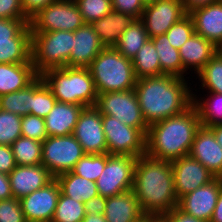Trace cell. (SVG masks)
<instances>
[{
  "label": "cell",
  "mask_w": 222,
  "mask_h": 222,
  "mask_svg": "<svg viewBox=\"0 0 222 222\" xmlns=\"http://www.w3.org/2000/svg\"><path fill=\"white\" fill-rule=\"evenodd\" d=\"M85 23L91 24L109 14L112 9L111 0H74Z\"/></svg>",
  "instance_id": "obj_39"
},
{
  "label": "cell",
  "mask_w": 222,
  "mask_h": 222,
  "mask_svg": "<svg viewBox=\"0 0 222 222\" xmlns=\"http://www.w3.org/2000/svg\"><path fill=\"white\" fill-rule=\"evenodd\" d=\"M141 1L146 5V4H149V3H153L156 0H141Z\"/></svg>",
  "instance_id": "obj_58"
},
{
  "label": "cell",
  "mask_w": 222,
  "mask_h": 222,
  "mask_svg": "<svg viewBox=\"0 0 222 222\" xmlns=\"http://www.w3.org/2000/svg\"><path fill=\"white\" fill-rule=\"evenodd\" d=\"M149 222H167L163 216L153 217Z\"/></svg>",
  "instance_id": "obj_55"
},
{
  "label": "cell",
  "mask_w": 222,
  "mask_h": 222,
  "mask_svg": "<svg viewBox=\"0 0 222 222\" xmlns=\"http://www.w3.org/2000/svg\"><path fill=\"white\" fill-rule=\"evenodd\" d=\"M134 20L135 18L128 14L112 10L101 19L92 22L91 25L105 47H114Z\"/></svg>",
  "instance_id": "obj_25"
},
{
  "label": "cell",
  "mask_w": 222,
  "mask_h": 222,
  "mask_svg": "<svg viewBox=\"0 0 222 222\" xmlns=\"http://www.w3.org/2000/svg\"><path fill=\"white\" fill-rule=\"evenodd\" d=\"M22 116L0 109V145L11 146L22 136Z\"/></svg>",
  "instance_id": "obj_38"
},
{
  "label": "cell",
  "mask_w": 222,
  "mask_h": 222,
  "mask_svg": "<svg viewBox=\"0 0 222 222\" xmlns=\"http://www.w3.org/2000/svg\"><path fill=\"white\" fill-rule=\"evenodd\" d=\"M72 135L80 143L85 154L107 153L102 114L94 106L82 110Z\"/></svg>",
  "instance_id": "obj_12"
},
{
  "label": "cell",
  "mask_w": 222,
  "mask_h": 222,
  "mask_svg": "<svg viewBox=\"0 0 222 222\" xmlns=\"http://www.w3.org/2000/svg\"><path fill=\"white\" fill-rule=\"evenodd\" d=\"M107 153L139 157L146 154V136L138 129L123 124L113 116L102 114Z\"/></svg>",
  "instance_id": "obj_10"
},
{
  "label": "cell",
  "mask_w": 222,
  "mask_h": 222,
  "mask_svg": "<svg viewBox=\"0 0 222 222\" xmlns=\"http://www.w3.org/2000/svg\"><path fill=\"white\" fill-rule=\"evenodd\" d=\"M133 192L145 215L164 216L178 206L171 161L147 154L136 160Z\"/></svg>",
  "instance_id": "obj_2"
},
{
  "label": "cell",
  "mask_w": 222,
  "mask_h": 222,
  "mask_svg": "<svg viewBox=\"0 0 222 222\" xmlns=\"http://www.w3.org/2000/svg\"><path fill=\"white\" fill-rule=\"evenodd\" d=\"M32 83L26 88L0 96V109L25 116L31 114Z\"/></svg>",
  "instance_id": "obj_34"
},
{
  "label": "cell",
  "mask_w": 222,
  "mask_h": 222,
  "mask_svg": "<svg viewBox=\"0 0 222 222\" xmlns=\"http://www.w3.org/2000/svg\"><path fill=\"white\" fill-rule=\"evenodd\" d=\"M0 63H32L30 25L17 37L0 40Z\"/></svg>",
  "instance_id": "obj_26"
},
{
  "label": "cell",
  "mask_w": 222,
  "mask_h": 222,
  "mask_svg": "<svg viewBox=\"0 0 222 222\" xmlns=\"http://www.w3.org/2000/svg\"><path fill=\"white\" fill-rule=\"evenodd\" d=\"M16 166L12 147L0 145V173L8 175Z\"/></svg>",
  "instance_id": "obj_46"
},
{
  "label": "cell",
  "mask_w": 222,
  "mask_h": 222,
  "mask_svg": "<svg viewBox=\"0 0 222 222\" xmlns=\"http://www.w3.org/2000/svg\"><path fill=\"white\" fill-rule=\"evenodd\" d=\"M209 129L213 132L216 141L222 147V124L209 127Z\"/></svg>",
  "instance_id": "obj_54"
},
{
  "label": "cell",
  "mask_w": 222,
  "mask_h": 222,
  "mask_svg": "<svg viewBox=\"0 0 222 222\" xmlns=\"http://www.w3.org/2000/svg\"><path fill=\"white\" fill-rule=\"evenodd\" d=\"M61 193L58 181L54 178L45 187L20 199L27 222H51Z\"/></svg>",
  "instance_id": "obj_15"
},
{
  "label": "cell",
  "mask_w": 222,
  "mask_h": 222,
  "mask_svg": "<svg viewBox=\"0 0 222 222\" xmlns=\"http://www.w3.org/2000/svg\"><path fill=\"white\" fill-rule=\"evenodd\" d=\"M221 190L222 178H215L209 184L182 196L177 207L196 219L210 222Z\"/></svg>",
  "instance_id": "obj_16"
},
{
  "label": "cell",
  "mask_w": 222,
  "mask_h": 222,
  "mask_svg": "<svg viewBox=\"0 0 222 222\" xmlns=\"http://www.w3.org/2000/svg\"><path fill=\"white\" fill-rule=\"evenodd\" d=\"M11 147L17 165H41L42 142L21 136L12 143Z\"/></svg>",
  "instance_id": "obj_32"
},
{
  "label": "cell",
  "mask_w": 222,
  "mask_h": 222,
  "mask_svg": "<svg viewBox=\"0 0 222 222\" xmlns=\"http://www.w3.org/2000/svg\"><path fill=\"white\" fill-rule=\"evenodd\" d=\"M200 127L193 105L178 115L156 122L148 127L146 133V154L164 161L187 156Z\"/></svg>",
  "instance_id": "obj_3"
},
{
  "label": "cell",
  "mask_w": 222,
  "mask_h": 222,
  "mask_svg": "<svg viewBox=\"0 0 222 222\" xmlns=\"http://www.w3.org/2000/svg\"><path fill=\"white\" fill-rule=\"evenodd\" d=\"M137 79L161 75V67L157 50L149 38L132 59Z\"/></svg>",
  "instance_id": "obj_31"
},
{
  "label": "cell",
  "mask_w": 222,
  "mask_h": 222,
  "mask_svg": "<svg viewBox=\"0 0 222 222\" xmlns=\"http://www.w3.org/2000/svg\"><path fill=\"white\" fill-rule=\"evenodd\" d=\"M30 23V20L0 18V40L17 37Z\"/></svg>",
  "instance_id": "obj_43"
},
{
  "label": "cell",
  "mask_w": 222,
  "mask_h": 222,
  "mask_svg": "<svg viewBox=\"0 0 222 222\" xmlns=\"http://www.w3.org/2000/svg\"><path fill=\"white\" fill-rule=\"evenodd\" d=\"M106 165V153L85 154L77 161L72 172L87 180L96 182Z\"/></svg>",
  "instance_id": "obj_37"
},
{
  "label": "cell",
  "mask_w": 222,
  "mask_h": 222,
  "mask_svg": "<svg viewBox=\"0 0 222 222\" xmlns=\"http://www.w3.org/2000/svg\"><path fill=\"white\" fill-rule=\"evenodd\" d=\"M58 102L93 107L98 93L88 68H50L41 75Z\"/></svg>",
  "instance_id": "obj_4"
},
{
  "label": "cell",
  "mask_w": 222,
  "mask_h": 222,
  "mask_svg": "<svg viewBox=\"0 0 222 222\" xmlns=\"http://www.w3.org/2000/svg\"><path fill=\"white\" fill-rule=\"evenodd\" d=\"M59 0H22V9L24 14L32 19L39 11L47 7L50 3Z\"/></svg>",
  "instance_id": "obj_47"
},
{
  "label": "cell",
  "mask_w": 222,
  "mask_h": 222,
  "mask_svg": "<svg viewBox=\"0 0 222 222\" xmlns=\"http://www.w3.org/2000/svg\"><path fill=\"white\" fill-rule=\"evenodd\" d=\"M137 157L106 153V165L96 180L98 195L112 197L133 189Z\"/></svg>",
  "instance_id": "obj_11"
},
{
  "label": "cell",
  "mask_w": 222,
  "mask_h": 222,
  "mask_svg": "<svg viewBox=\"0 0 222 222\" xmlns=\"http://www.w3.org/2000/svg\"><path fill=\"white\" fill-rule=\"evenodd\" d=\"M154 216L145 215L142 219L137 222H149Z\"/></svg>",
  "instance_id": "obj_56"
},
{
  "label": "cell",
  "mask_w": 222,
  "mask_h": 222,
  "mask_svg": "<svg viewBox=\"0 0 222 222\" xmlns=\"http://www.w3.org/2000/svg\"><path fill=\"white\" fill-rule=\"evenodd\" d=\"M107 197L97 195L94 198L84 203L86 214H104Z\"/></svg>",
  "instance_id": "obj_48"
},
{
  "label": "cell",
  "mask_w": 222,
  "mask_h": 222,
  "mask_svg": "<svg viewBox=\"0 0 222 222\" xmlns=\"http://www.w3.org/2000/svg\"><path fill=\"white\" fill-rule=\"evenodd\" d=\"M0 18L30 20L23 12L22 0H0Z\"/></svg>",
  "instance_id": "obj_45"
},
{
  "label": "cell",
  "mask_w": 222,
  "mask_h": 222,
  "mask_svg": "<svg viewBox=\"0 0 222 222\" xmlns=\"http://www.w3.org/2000/svg\"><path fill=\"white\" fill-rule=\"evenodd\" d=\"M82 222H107L104 214H86Z\"/></svg>",
  "instance_id": "obj_53"
},
{
  "label": "cell",
  "mask_w": 222,
  "mask_h": 222,
  "mask_svg": "<svg viewBox=\"0 0 222 222\" xmlns=\"http://www.w3.org/2000/svg\"><path fill=\"white\" fill-rule=\"evenodd\" d=\"M13 197L9 176L0 173V200H6Z\"/></svg>",
  "instance_id": "obj_50"
},
{
  "label": "cell",
  "mask_w": 222,
  "mask_h": 222,
  "mask_svg": "<svg viewBox=\"0 0 222 222\" xmlns=\"http://www.w3.org/2000/svg\"><path fill=\"white\" fill-rule=\"evenodd\" d=\"M22 136L43 142L47 137L45 119L28 114L21 118Z\"/></svg>",
  "instance_id": "obj_41"
},
{
  "label": "cell",
  "mask_w": 222,
  "mask_h": 222,
  "mask_svg": "<svg viewBox=\"0 0 222 222\" xmlns=\"http://www.w3.org/2000/svg\"><path fill=\"white\" fill-rule=\"evenodd\" d=\"M171 167L174 176V189L178 200L197 188L209 184L216 178L190 155L171 161Z\"/></svg>",
  "instance_id": "obj_14"
},
{
  "label": "cell",
  "mask_w": 222,
  "mask_h": 222,
  "mask_svg": "<svg viewBox=\"0 0 222 222\" xmlns=\"http://www.w3.org/2000/svg\"><path fill=\"white\" fill-rule=\"evenodd\" d=\"M144 216L133 189L107 197L104 212L107 222H137Z\"/></svg>",
  "instance_id": "obj_22"
},
{
  "label": "cell",
  "mask_w": 222,
  "mask_h": 222,
  "mask_svg": "<svg viewBox=\"0 0 222 222\" xmlns=\"http://www.w3.org/2000/svg\"><path fill=\"white\" fill-rule=\"evenodd\" d=\"M74 32H31V61L41 75L50 68L69 67Z\"/></svg>",
  "instance_id": "obj_6"
},
{
  "label": "cell",
  "mask_w": 222,
  "mask_h": 222,
  "mask_svg": "<svg viewBox=\"0 0 222 222\" xmlns=\"http://www.w3.org/2000/svg\"><path fill=\"white\" fill-rule=\"evenodd\" d=\"M55 179L61 192L75 201L85 203L98 195L96 182L78 176L72 171L60 174Z\"/></svg>",
  "instance_id": "obj_27"
},
{
  "label": "cell",
  "mask_w": 222,
  "mask_h": 222,
  "mask_svg": "<svg viewBox=\"0 0 222 222\" xmlns=\"http://www.w3.org/2000/svg\"><path fill=\"white\" fill-rule=\"evenodd\" d=\"M84 106L56 101L45 119L48 136L72 135Z\"/></svg>",
  "instance_id": "obj_23"
},
{
  "label": "cell",
  "mask_w": 222,
  "mask_h": 222,
  "mask_svg": "<svg viewBox=\"0 0 222 222\" xmlns=\"http://www.w3.org/2000/svg\"><path fill=\"white\" fill-rule=\"evenodd\" d=\"M85 215L83 202L75 201L61 192L51 222H82Z\"/></svg>",
  "instance_id": "obj_35"
},
{
  "label": "cell",
  "mask_w": 222,
  "mask_h": 222,
  "mask_svg": "<svg viewBox=\"0 0 222 222\" xmlns=\"http://www.w3.org/2000/svg\"><path fill=\"white\" fill-rule=\"evenodd\" d=\"M157 50L161 67V75H171L183 78V64L179 50L175 49L166 34L150 38Z\"/></svg>",
  "instance_id": "obj_29"
},
{
  "label": "cell",
  "mask_w": 222,
  "mask_h": 222,
  "mask_svg": "<svg viewBox=\"0 0 222 222\" xmlns=\"http://www.w3.org/2000/svg\"><path fill=\"white\" fill-rule=\"evenodd\" d=\"M88 69L98 94L127 91L133 89L137 82L132 60L121 55L114 47H105Z\"/></svg>",
  "instance_id": "obj_5"
},
{
  "label": "cell",
  "mask_w": 222,
  "mask_h": 222,
  "mask_svg": "<svg viewBox=\"0 0 222 222\" xmlns=\"http://www.w3.org/2000/svg\"><path fill=\"white\" fill-rule=\"evenodd\" d=\"M206 95V98H202L192 92V105L197 111L200 125L209 128L222 124V93L208 92Z\"/></svg>",
  "instance_id": "obj_28"
},
{
  "label": "cell",
  "mask_w": 222,
  "mask_h": 222,
  "mask_svg": "<svg viewBox=\"0 0 222 222\" xmlns=\"http://www.w3.org/2000/svg\"><path fill=\"white\" fill-rule=\"evenodd\" d=\"M85 24L74 0L50 3L30 19L31 32H74Z\"/></svg>",
  "instance_id": "obj_9"
},
{
  "label": "cell",
  "mask_w": 222,
  "mask_h": 222,
  "mask_svg": "<svg viewBox=\"0 0 222 222\" xmlns=\"http://www.w3.org/2000/svg\"><path fill=\"white\" fill-rule=\"evenodd\" d=\"M38 76L33 63H0V96L26 88Z\"/></svg>",
  "instance_id": "obj_24"
},
{
  "label": "cell",
  "mask_w": 222,
  "mask_h": 222,
  "mask_svg": "<svg viewBox=\"0 0 222 222\" xmlns=\"http://www.w3.org/2000/svg\"><path fill=\"white\" fill-rule=\"evenodd\" d=\"M187 78L160 75L137 79L134 90L148 126L178 115L192 105L195 89Z\"/></svg>",
  "instance_id": "obj_1"
},
{
  "label": "cell",
  "mask_w": 222,
  "mask_h": 222,
  "mask_svg": "<svg viewBox=\"0 0 222 222\" xmlns=\"http://www.w3.org/2000/svg\"><path fill=\"white\" fill-rule=\"evenodd\" d=\"M149 36L141 19H135L120 36L114 48L127 59L132 60Z\"/></svg>",
  "instance_id": "obj_30"
},
{
  "label": "cell",
  "mask_w": 222,
  "mask_h": 222,
  "mask_svg": "<svg viewBox=\"0 0 222 222\" xmlns=\"http://www.w3.org/2000/svg\"><path fill=\"white\" fill-rule=\"evenodd\" d=\"M51 89L43 81V78L39 75L32 82V103L31 114L41 118H45L48 113L53 109L56 103Z\"/></svg>",
  "instance_id": "obj_33"
},
{
  "label": "cell",
  "mask_w": 222,
  "mask_h": 222,
  "mask_svg": "<svg viewBox=\"0 0 222 222\" xmlns=\"http://www.w3.org/2000/svg\"><path fill=\"white\" fill-rule=\"evenodd\" d=\"M163 217L167 222H206L182 212L178 207L167 212Z\"/></svg>",
  "instance_id": "obj_49"
},
{
  "label": "cell",
  "mask_w": 222,
  "mask_h": 222,
  "mask_svg": "<svg viewBox=\"0 0 222 222\" xmlns=\"http://www.w3.org/2000/svg\"><path fill=\"white\" fill-rule=\"evenodd\" d=\"M210 222H222V190L219 193L217 204L214 208L213 216Z\"/></svg>",
  "instance_id": "obj_52"
},
{
  "label": "cell",
  "mask_w": 222,
  "mask_h": 222,
  "mask_svg": "<svg viewBox=\"0 0 222 222\" xmlns=\"http://www.w3.org/2000/svg\"><path fill=\"white\" fill-rule=\"evenodd\" d=\"M13 197L21 199L32 192L45 187L54 177L44 165L19 166L9 174Z\"/></svg>",
  "instance_id": "obj_18"
},
{
  "label": "cell",
  "mask_w": 222,
  "mask_h": 222,
  "mask_svg": "<svg viewBox=\"0 0 222 222\" xmlns=\"http://www.w3.org/2000/svg\"><path fill=\"white\" fill-rule=\"evenodd\" d=\"M191 16L195 33L213 42L222 44V0L193 10Z\"/></svg>",
  "instance_id": "obj_21"
},
{
  "label": "cell",
  "mask_w": 222,
  "mask_h": 222,
  "mask_svg": "<svg viewBox=\"0 0 222 222\" xmlns=\"http://www.w3.org/2000/svg\"><path fill=\"white\" fill-rule=\"evenodd\" d=\"M195 33L194 23L189 14L174 23L165 33L169 43L177 50Z\"/></svg>",
  "instance_id": "obj_40"
},
{
  "label": "cell",
  "mask_w": 222,
  "mask_h": 222,
  "mask_svg": "<svg viewBox=\"0 0 222 222\" xmlns=\"http://www.w3.org/2000/svg\"><path fill=\"white\" fill-rule=\"evenodd\" d=\"M0 222H27L19 199L0 200Z\"/></svg>",
  "instance_id": "obj_42"
},
{
  "label": "cell",
  "mask_w": 222,
  "mask_h": 222,
  "mask_svg": "<svg viewBox=\"0 0 222 222\" xmlns=\"http://www.w3.org/2000/svg\"><path fill=\"white\" fill-rule=\"evenodd\" d=\"M105 48L91 24L85 23L74 31L73 49L69 67L88 68L93 59Z\"/></svg>",
  "instance_id": "obj_19"
},
{
  "label": "cell",
  "mask_w": 222,
  "mask_h": 222,
  "mask_svg": "<svg viewBox=\"0 0 222 222\" xmlns=\"http://www.w3.org/2000/svg\"><path fill=\"white\" fill-rule=\"evenodd\" d=\"M199 89L222 93V58L216 54L198 73Z\"/></svg>",
  "instance_id": "obj_36"
},
{
  "label": "cell",
  "mask_w": 222,
  "mask_h": 222,
  "mask_svg": "<svg viewBox=\"0 0 222 222\" xmlns=\"http://www.w3.org/2000/svg\"><path fill=\"white\" fill-rule=\"evenodd\" d=\"M220 0H182L183 8L186 14H189L195 9L205 7L211 3L218 2Z\"/></svg>",
  "instance_id": "obj_51"
},
{
  "label": "cell",
  "mask_w": 222,
  "mask_h": 222,
  "mask_svg": "<svg viewBox=\"0 0 222 222\" xmlns=\"http://www.w3.org/2000/svg\"><path fill=\"white\" fill-rule=\"evenodd\" d=\"M112 9L116 12L128 14L135 19H141L145 4L141 0H111Z\"/></svg>",
  "instance_id": "obj_44"
},
{
  "label": "cell",
  "mask_w": 222,
  "mask_h": 222,
  "mask_svg": "<svg viewBox=\"0 0 222 222\" xmlns=\"http://www.w3.org/2000/svg\"><path fill=\"white\" fill-rule=\"evenodd\" d=\"M94 107L101 114L113 116L127 126L138 128L146 136L149 126L143 117L134 88L98 94Z\"/></svg>",
  "instance_id": "obj_7"
},
{
  "label": "cell",
  "mask_w": 222,
  "mask_h": 222,
  "mask_svg": "<svg viewBox=\"0 0 222 222\" xmlns=\"http://www.w3.org/2000/svg\"><path fill=\"white\" fill-rule=\"evenodd\" d=\"M179 54L183 64V78H185L184 76L189 74L188 70L197 74L217 54V46L194 33L180 47Z\"/></svg>",
  "instance_id": "obj_20"
},
{
  "label": "cell",
  "mask_w": 222,
  "mask_h": 222,
  "mask_svg": "<svg viewBox=\"0 0 222 222\" xmlns=\"http://www.w3.org/2000/svg\"><path fill=\"white\" fill-rule=\"evenodd\" d=\"M186 15L182 0H156L145 5L141 20L149 38L165 34Z\"/></svg>",
  "instance_id": "obj_13"
},
{
  "label": "cell",
  "mask_w": 222,
  "mask_h": 222,
  "mask_svg": "<svg viewBox=\"0 0 222 222\" xmlns=\"http://www.w3.org/2000/svg\"><path fill=\"white\" fill-rule=\"evenodd\" d=\"M189 155L199 161L216 178H222V147L209 128L201 126L197 130Z\"/></svg>",
  "instance_id": "obj_17"
},
{
  "label": "cell",
  "mask_w": 222,
  "mask_h": 222,
  "mask_svg": "<svg viewBox=\"0 0 222 222\" xmlns=\"http://www.w3.org/2000/svg\"><path fill=\"white\" fill-rule=\"evenodd\" d=\"M217 54L222 58V44L217 46Z\"/></svg>",
  "instance_id": "obj_57"
},
{
  "label": "cell",
  "mask_w": 222,
  "mask_h": 222,
  "mask_svg": "<svg viewBox=\"0 0 222 222\" xmlns=\"http://www.w3.org/2000/svg\"><path fill=\"white\" fill-rule=\"evenodd\" d=\"M42 161L51 175L71 172L78 160L84 155L80 143L73 135L48 136L42 142Z\"/></svg>",
  "instance_id": "obj_8"
}]
</instances>
